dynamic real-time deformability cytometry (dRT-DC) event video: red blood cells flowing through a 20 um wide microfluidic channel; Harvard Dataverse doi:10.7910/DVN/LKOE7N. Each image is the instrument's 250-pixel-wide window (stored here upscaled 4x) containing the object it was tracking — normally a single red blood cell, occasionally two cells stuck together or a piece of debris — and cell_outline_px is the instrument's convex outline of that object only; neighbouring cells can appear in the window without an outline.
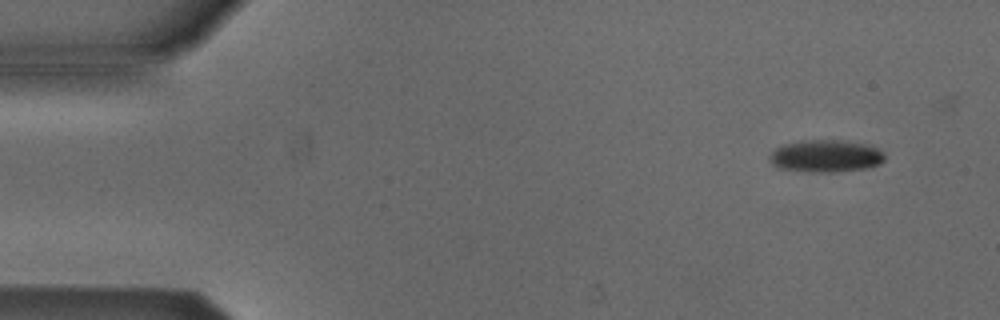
{"species": "Egyptian fruit bat (a non-hibernating species)", "species_latin": "Rousettus aegyptiacus", "temperature_condition": "cold", "stored_images_in_passage": 6, "camera_frame_rate_fps": 3000, "um_per_image_px": 0.085, "animal": {"sex": "male"}, "frame": {"image": 1, "passage_image": 2, "time_ms": 1.0, "image_size_px": [1000, 320], "cell_outline_px": [[884, 160], [880, 164], [864, 168], [832, 172], [812, 172], [776, 168], [768, 160], [768, 156], [776, 148], [784, 144], [812, 140], [836, 140], [860, 144], [876, 148], [884, 152]], "centroid_in_image_um": [70.13, 13.28], "position_along_channel_um": 14.9, "area_um2": 21.33}}